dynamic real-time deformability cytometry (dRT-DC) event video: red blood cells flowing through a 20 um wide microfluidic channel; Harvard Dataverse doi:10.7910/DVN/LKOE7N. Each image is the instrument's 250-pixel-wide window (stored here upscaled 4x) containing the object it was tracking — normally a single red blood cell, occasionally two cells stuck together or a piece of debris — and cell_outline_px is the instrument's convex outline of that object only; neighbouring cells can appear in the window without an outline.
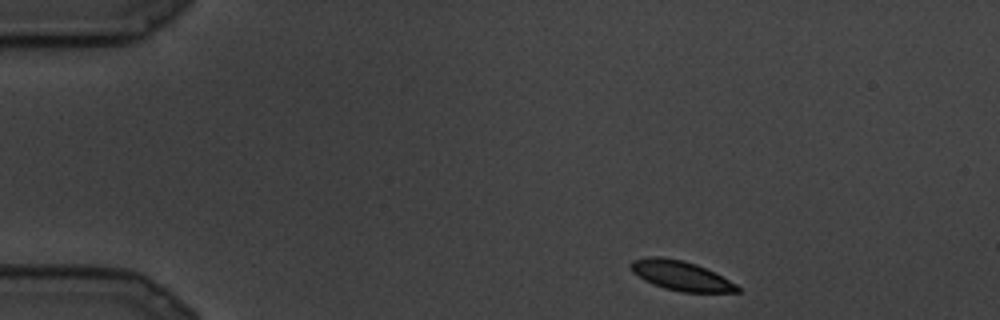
{"species": "common noctule bat (a hibernating species)", "species_latin": "Nyctalus noctula", "temperature_condition": "cold", "stored_images_in_passage": 7, "camera_frame_rate_fps": 3000, "um_per_image_px": 0.085, "animal": {"sex": "male", "body_mass_g": 19.5, "forearm_length_mm": 54.6}, "frame": {"image": 1, "passage_image": 1, "time_ms": 0.0, "image_size_px": [1000, 320], "cell_outline_px": [[740, 292], [680, 292], [664, 288], [652, 284], [644, 280], [632, 272], [628, 264], [632, 260], [648, 256], [660, 256], [684, 260], [696, 264], [736, 284], [740, 288]], "centroid_in_image_um": [57.8, 23.42], "position_along_channel_um": 27.2, "area_um2": 18.38}}
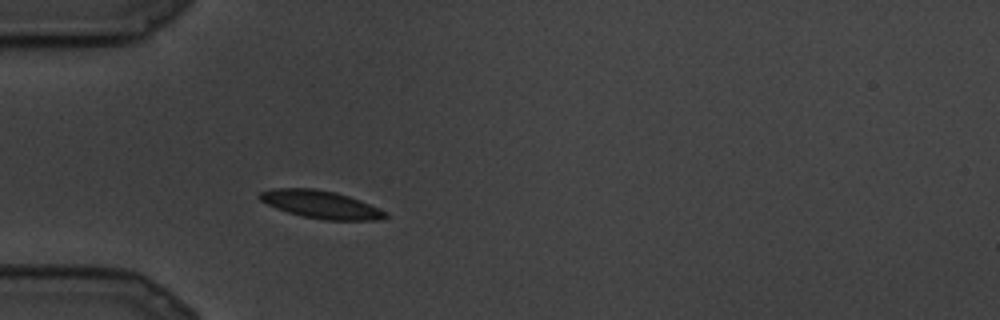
{"frame": {"image": 2, "passage_image": 5, "time_ms": 1.333, "image_size_px": [1000, 320], "cell_outline_px": [[388, 216], [384, 220], [324, 220], [304, 216], [288, 212], [276, 208], [260, 200], [256, 196], [260, 192], [272, 188], [316, 188], [336, 192], [360, 200], [388, 212]], "centroid_in_image_um": [27.29, 17.37], "position_along_channel_um": 57.7, "area_um2": 20.46}}
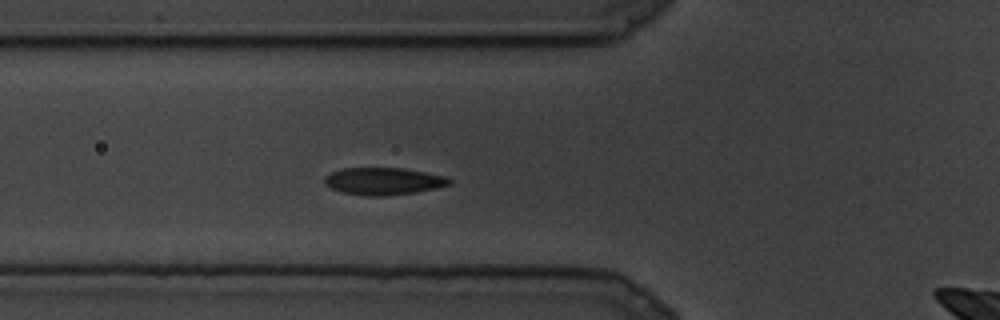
{"frame": {"image": 3, "passage_image": 7, "time_ms": 2.0, "image_size_px": [1000, 320], "cell_outline_px": [[452, 184], [436, 188], [416, 192], [380, 196], [368, 196], [344, 192], [332, 188], [324, 184], [324, 176], [340, 168], [404, 168], [448, 176], [452, 180]], "centroid_in_image_um": [32.63, 15.39], "position_along_channel_um": 93.2, "area_um2": 19.88}}